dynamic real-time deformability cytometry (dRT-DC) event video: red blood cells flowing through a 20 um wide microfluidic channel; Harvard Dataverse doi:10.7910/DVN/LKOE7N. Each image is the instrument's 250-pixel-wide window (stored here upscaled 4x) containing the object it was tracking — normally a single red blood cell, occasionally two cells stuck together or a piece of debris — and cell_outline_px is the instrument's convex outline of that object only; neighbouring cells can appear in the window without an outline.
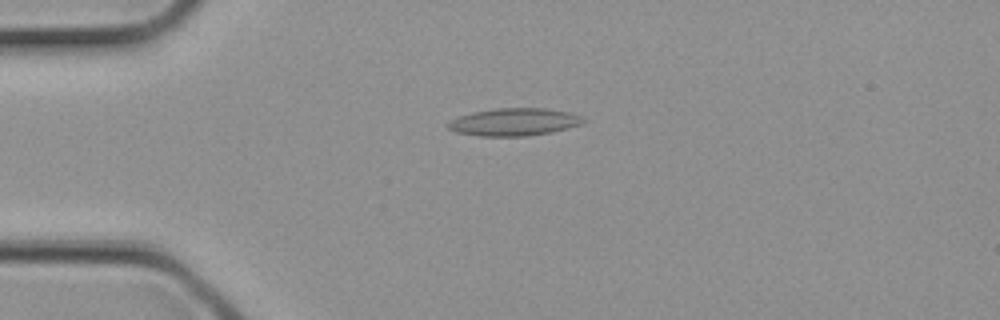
{"species": "common noctule bat (a hibernating species)", "species_latin": "Nyctalus noctula", "temperature_condition": "cold", "stored_images_in_passage": 14, "camera_frame_rate_fps": 3000, "um_per_image_px": 0.085, "animal": {"sex": "female", "body_mass_g": 21.9}, "frame": {"image": 1, "passage_image": 1, "time_ms": 0.0, "image_size_px": [1000, 320], "cell_outline_px": [[584, 124], [552, 132], [528, 136], [480, 136], [456, 132], [448, 128], [448, 124], [452, 120], [460, 116], [472, 112], [496, 108], [544, 108], [568, 112], [580, 116], [584, 120]], "centroid_in_image_um": [43.72, 10.37], "position_along_channel_um": 41.3, "area_um2": 21.62}}
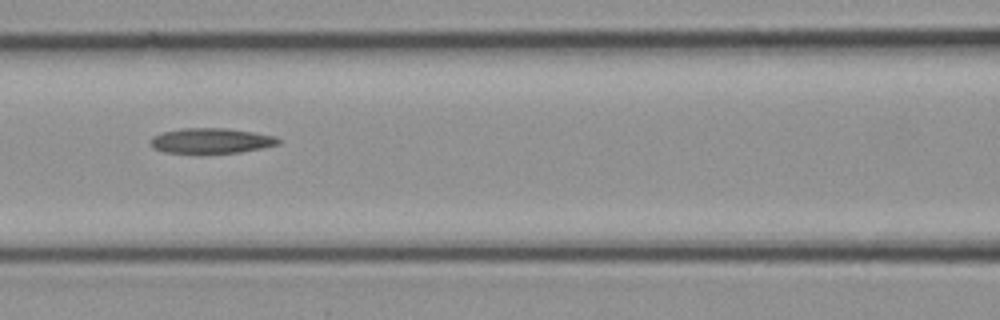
{"frame": {"image": 2, "passage_image": 7, "time_ms": 2.0, "image_size_px": [1000, 320], "cell_outline_px": [[284, 140], [280, 144], [264, 148], [240, 152], [200, 156], [164, 152], [152, 148], [148, 144], [152, 136], [164, 132], [180, 128], [228, 128], [276, 136]], "centroid_in_image_um": [17.93, 12.01], "position_along_channel_um": 148.7, "area_um2": 19.94}}
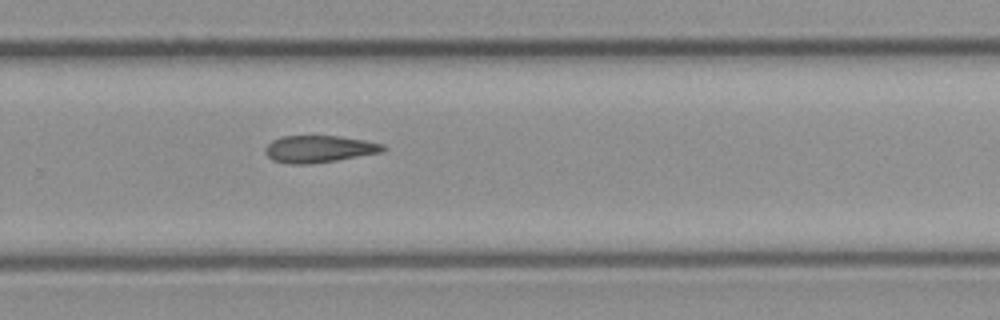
{"frame": {"image": 3, "passage_image": 14, "time_ms": 4.333, "image_size_px": [1000, 320], "cell_outline_px": [[388, 148], [380, 152], [336, 160], [308, 164], [288, 164], [272, 160], [264, 152], [264, 148], [272, 140], [284, 136], [340, 136], [364, 140], [384, 144]], "centroid_in_image_um": [27.09, 12.66], "position_along_channel_um": 302.7, "area_um2": 18.5}}